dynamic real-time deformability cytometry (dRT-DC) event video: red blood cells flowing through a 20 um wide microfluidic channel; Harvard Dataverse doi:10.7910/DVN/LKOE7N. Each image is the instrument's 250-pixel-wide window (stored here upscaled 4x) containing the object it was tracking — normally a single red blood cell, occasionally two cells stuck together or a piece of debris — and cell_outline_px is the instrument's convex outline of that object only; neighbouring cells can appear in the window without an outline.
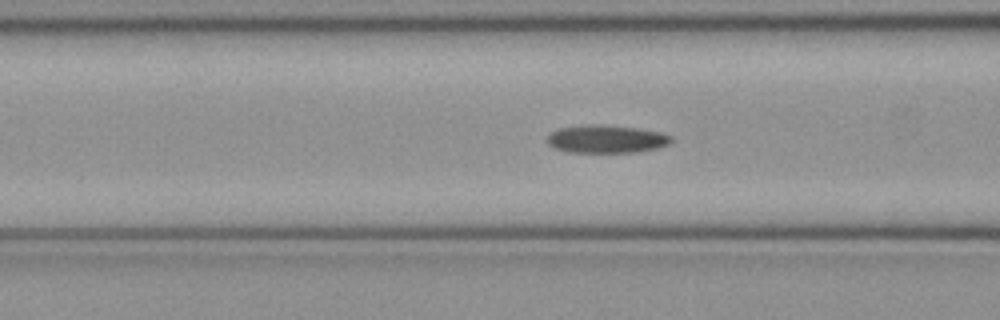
{"species": "common noctule bat (a hibernating species)", "species_latin": "Nyctalus noctula", "temperature_condition": "cold", "stored_images_in_passage": 50, "camera_frame_rate_fps": 3000, "um_per_image_px": 0.085, "animal": {"sex": "female", "body_mass_g": 21.9}, "frame": {"image": 1, "passage_image": 19, "time_ms": 6.0, "image_size_px": [1000, 320], "cell_outline_px": [[672, 140], [668, 144], [656, 148], [632, 152], [568, 152], [556, 148], [548, 144], [548, 136], [552, 132], [560, 128], [584, 124], [600, 124], [636, 128], [660, 132], [672, 136]], "centroid_in_image_um": [51.53, 11.81], "position_along_channel_um": 115.1, "area_um2": 20.0}}
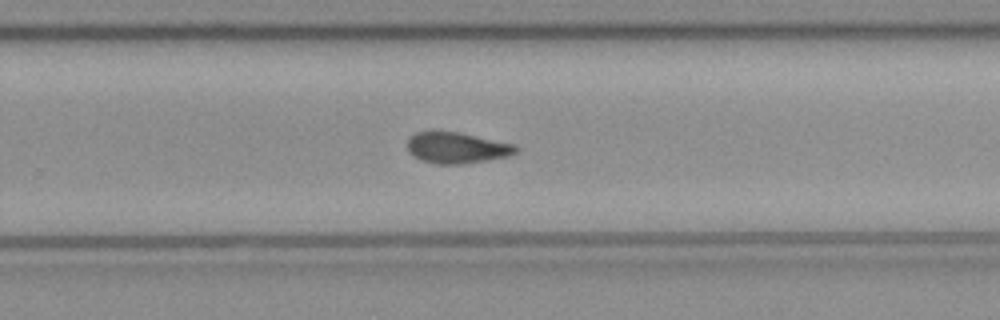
{"frame": {"image": 2, "passage_image": 32, "time_ms": 10.333, "image_size_px": [1000, 320], "cell_outline_px": [[520, 148], [516, 152], [508, 156], [488, 160], [460, 164], [440, 164], [420, 160], [408, 152], [408, 136], [416, 132], [432, 128], [460, 132], [516, 144]], "centroid_in_image_um": [38.79, 12.51], "position_along_channel_um": 291.0, "area_um2": 20.35}}
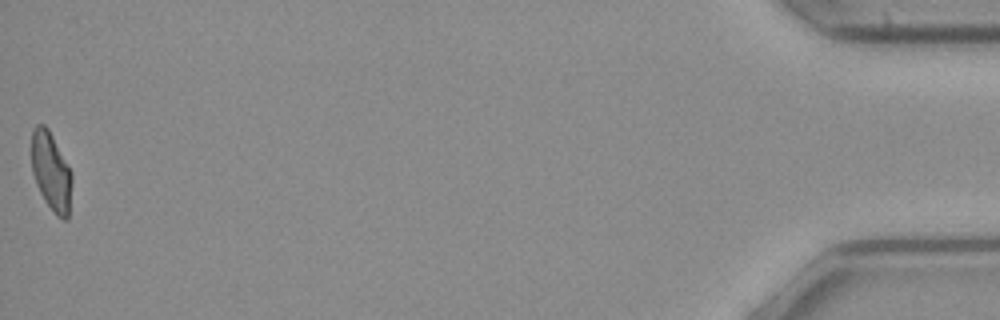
{"frame": {"image": 3, "passage_image": 50, "time_ms": 16.333, "image_size_px": [1000, 320], "cell_outline_px": [[72, 180], [68, 220], [64, 220], [56, 216], [40, 192], [36, 184], [32, 172], [32, 128], [36, 124], [44, 124], [48, 128], [72, 172]], "centroid_in_image_um": [4.35, 14.58], "position_along_channel_um": 430.9, "area_um2": 18.44}, "authors_computed_cell_mechanics": {"area_um2": 19.652, "velocity_mm_per_s": 4.0606, "shape_relaxation_time_tau1_ms": null, "shape_relaxation_time_tau2_ms": 7.7775, "deformation_change_tau1": null, "deformation_change_tau2": 0.1717}}